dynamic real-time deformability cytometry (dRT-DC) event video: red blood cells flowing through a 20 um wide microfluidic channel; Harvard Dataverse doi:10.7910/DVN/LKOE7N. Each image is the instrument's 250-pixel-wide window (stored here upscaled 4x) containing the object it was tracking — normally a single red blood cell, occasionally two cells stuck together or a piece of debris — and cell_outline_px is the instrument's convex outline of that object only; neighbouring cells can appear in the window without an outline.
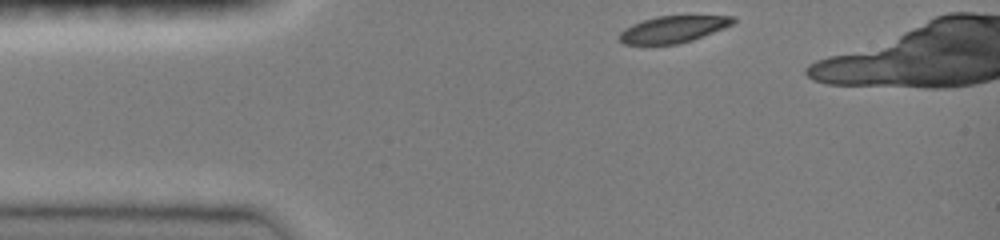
{"species": "common noctule bat (a hibernating species)", "species_latin": "Nyctalus noctula", "temperature_condition": "room temperature", "stored_images_in_passage": 13, "segment_of_instrument_passage": [1, 2], "camera_frame_rate_fps": 3000, "um_per_image_px": 0.085, "animal": {"sex": "female", "body_mass_g": 19.0, "forearm_length_mm": 51.5}, "frame": {"image": 1, "passage_image": 1, "time_ms": 0.0, "image_size_px": [1000, 240], "cell_outline_px": [[736, 20], [732, 24], [724, 28], [692, 40], [676, 44], [624, 44], [620, 40], [620, 32], [624, 28], [632, 24], [656, 16], [732, 16]], "centroid_in_image_um": [57.2, 2.48], "position_along_channel_um": 27.8, "area_um2": 17.46}}
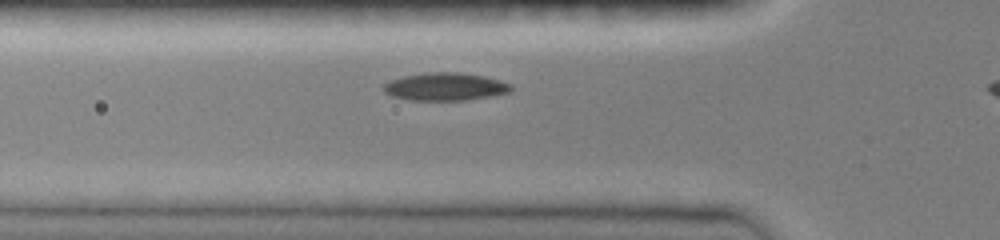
{"frame": {"image": 2, "passage_image": 9, "time_ms": 2.667, "image_size_px": [1000, 240], "cell_outline_px": [[512, 88], [508, 92], [492, 96], [468, 100], [408, 100], [392, 96], [384, 92], [384, 84], [392, 80], [404, 76], [428, 72], [460, 72], [484, 76], [500, 80], [512, 84]], "centroid_in_image_um": [37.86, 7.37], "position_along_channel_um": 87.9, "area_um2": 20.63}}
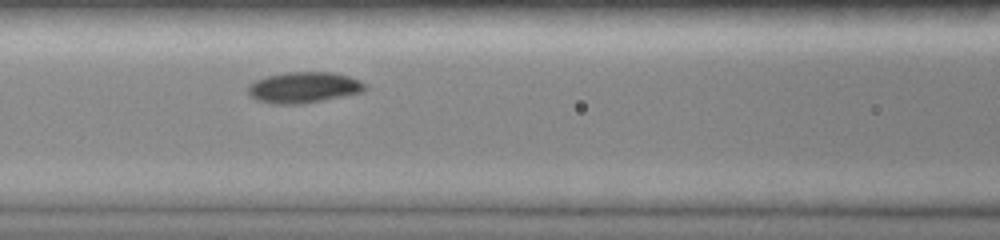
{"frame": {"image": 3, "passage_image": 12, "time_ms": 4.0, "image_size_px": [1000, 240], "cell_outline_px": [[368, 88], [364, 92], [304, 104], [272, 104], [256, 100], [248, 92], [248, 84], [256, 80], [268, 76], [284, 72], [332, 72], [348, 76], [360, 80], [368, 84]], "centroid_in_image_um": [25.86, 7.44], "position_along_channel_um": 140.7, "area_um2": 21.39}}